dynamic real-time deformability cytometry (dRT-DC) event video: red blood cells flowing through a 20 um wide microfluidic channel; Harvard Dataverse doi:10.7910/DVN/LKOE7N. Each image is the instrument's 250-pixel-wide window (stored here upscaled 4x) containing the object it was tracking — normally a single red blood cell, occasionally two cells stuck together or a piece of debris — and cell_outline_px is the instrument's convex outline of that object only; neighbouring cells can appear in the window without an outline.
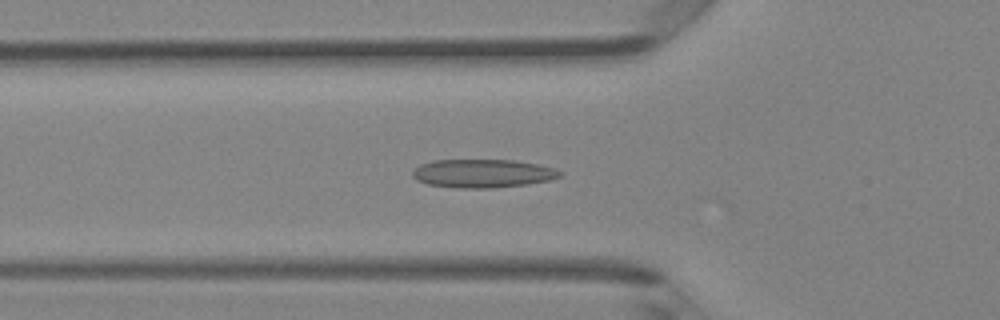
{"species": "Egyptian fruit bat (a non-hibernating species)", "species_latin": "Rousettus aegyptiacus", "temperature_condition": "room temperature", "stored_images_in_passage": 21, "camera_frame_rate_fps": 3000, "um_per_image_px": 0.085, "animal": {"sex": "female"}, "frame": {"image": 1, "passage_image": 15, "time_ms": 4.667, "image_size_px": [1000, 320], "cell_outline_px": [[564, 172], [560, 176], [548, 180], [528, 184], [492, 188], [460, 188], [428, 184], [416, 180], [412, 176], [412, 172], [420, 164], [432, 160], [512, 160], [536, 164], [556, 168]], "centroid_in_image_um": [41.03, 14.74], "position_along_channel_um": 84.8, "area_um2": 24.39}}
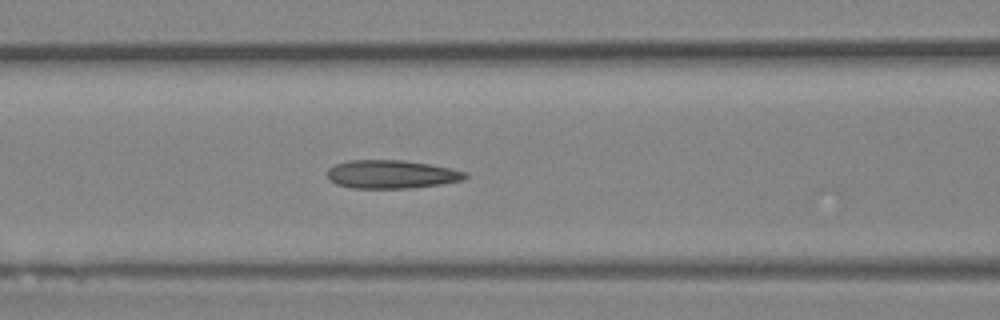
{"frame": {"image": 2, "passage_image": 18, "time_ms": 5.667, "image_size_px": [1000, 320], "cell_outline_px": [[468, 176], [464, 180], [440, 184], [412, 188], [352, 188], [336, 184], [328, 180], [328, 168], [336, 164], [348, 160], [404, 160], [452, 168], [468, 172]], "centroid_in_image_um": [33.29, 14.81], "position_along_channel_um": 133.3, "area_um2": 22.95}}